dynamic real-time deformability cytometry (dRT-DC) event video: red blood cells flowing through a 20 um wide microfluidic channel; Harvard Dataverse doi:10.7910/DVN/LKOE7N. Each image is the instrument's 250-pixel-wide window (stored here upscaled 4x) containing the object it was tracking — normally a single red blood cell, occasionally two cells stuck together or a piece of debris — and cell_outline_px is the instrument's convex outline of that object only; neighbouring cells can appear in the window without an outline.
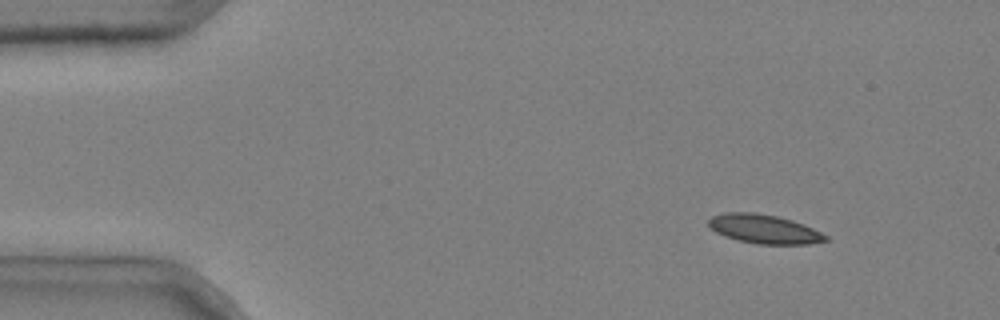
{"species": "common noctule bat (a hibernating species)", "species_latin": "Nyctalus noctula", "temperature_condition": "cold", "stored_images_in_passage": 5, "camera_frame_rate_fps": 3000, "um_per_image_px": 0.085, "animal": {"sex": "male", "body_mass_g": 20.4}, "frame": {"image": 1, "passage_image": 1, "time_ms": 0.0, "image_size_px": [1000, 320], "cell_outline_px": [[832, 240], [808, 244], [756, 244], [736, 240], [724, 236], [716, 232], [708, 224], [708, 220], [712, 216], [728, 212], [756, 212], [776, 216], [792, 220], [804, 224], [828, 236]], "centroid_in_image_um": [64.97, 19.47], "position_along_channel_um": 20.0, "area_um2": 19.88}}
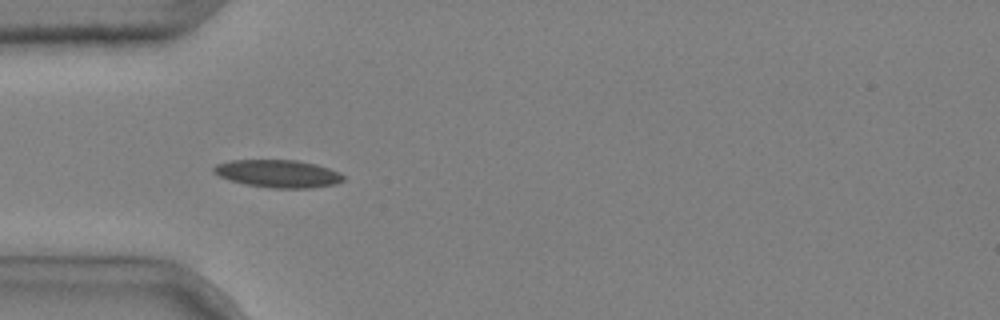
{"frame": {"image": 2, "passage_image": 4, "time_ms": 1.0, "image_size_px": [1000, 320], "cell_outline_px": [[344, 180], [336, 184], [312, 188], [272, 188], [244, 184], [228, 180], [212, 172], [212, 168], [216, 164], [232, 160], [296, 160], [316, 164], [340, 172], [344, 176]], "centroid_in_image_um": [23.63, 14.76], "position_along_channel_um": 61.4, "area_um2": 21.04}}